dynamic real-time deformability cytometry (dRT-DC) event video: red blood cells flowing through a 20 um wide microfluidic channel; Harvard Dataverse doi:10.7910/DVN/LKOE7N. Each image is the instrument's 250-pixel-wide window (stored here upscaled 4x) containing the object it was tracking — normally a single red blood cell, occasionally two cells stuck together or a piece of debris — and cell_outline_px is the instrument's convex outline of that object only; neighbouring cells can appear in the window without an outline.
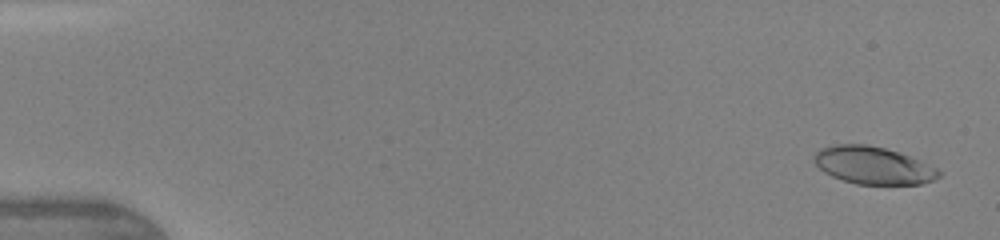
{"species": "human", "species_latin": "Homo sapiens", "temperature_condition": "warm", "stored_images_in_passage": 47, "camera_frame_rate_fps": 3000, "um_per_image_px": 0.085, "donor": {"sex": "female"}, "frame": {"image": 1, "passage_image": 2, "time_ms": 0.333, "image_size_px": [1000, 240], "cell_outline_px": [[944, 172], [940, 176], [932, 180], [920, 184], [856, 184], [832, 176], [824, 172], [816, 164], [816, 152], [820, 148], [836, 144], [864, 144], [884, 148], [900, 152], [920, 160]], "centroid_in_image_um": [74.26, 14.05], "position_along_channel_um": 10.7, "area_um2": 27.05}}
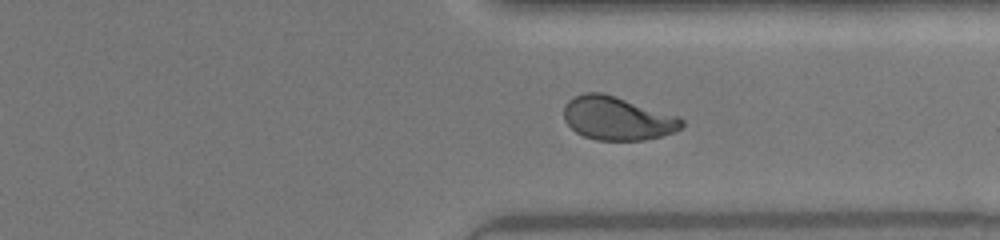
{"frame": {"image": 2, "passage_image": 36, "time_ms": 11.667, "image_size_px": [1000, 240], "cell_outline_px": [[684, 124], [676, 132], [644, 140], [596, 140], [584, 136], [576, 132], [564, 120], [564, 104], [568, 100], [584, 92], [600, 92], [616, 96], [680, 116], [684, 120]], "centroid_in_image_um": [52.49, 10.05], "position_along_channel_um": 358.9, "area_um2": 30.06}}
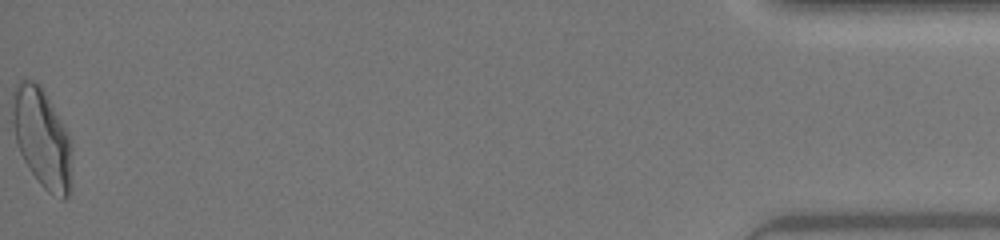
{"frame": {"image": 3, "passage_image": 47, "time_ms": 15.333, "image_size_px": [1000, 240], "cell_outline_px": [[68, 196], [64, 200], [60, 200], [48, 192], [40, 184], [24, 160], [20, 152], [16, 140], [12, 120], [12, 92], [16, 84], [20, 80], [32, 80], [40, 84], [52, 104], [68, 136]], "centroid_in_image_um": [3.48, 11.67], "position_along_channel_um": 431.7, "area_um2": 33.12}, "authors_computed_cell_mechanics": {"area_um2": 29.4202, "velocity_mm_per_s": 4.3806, "shape_relaxation_time_tau1_ms": 6.5405, "shape_relaxation_time_tau2_ms": 1.2432, "deformation_change_tau1": 0.2192, "deformation_change_tau2": 0.0703}}